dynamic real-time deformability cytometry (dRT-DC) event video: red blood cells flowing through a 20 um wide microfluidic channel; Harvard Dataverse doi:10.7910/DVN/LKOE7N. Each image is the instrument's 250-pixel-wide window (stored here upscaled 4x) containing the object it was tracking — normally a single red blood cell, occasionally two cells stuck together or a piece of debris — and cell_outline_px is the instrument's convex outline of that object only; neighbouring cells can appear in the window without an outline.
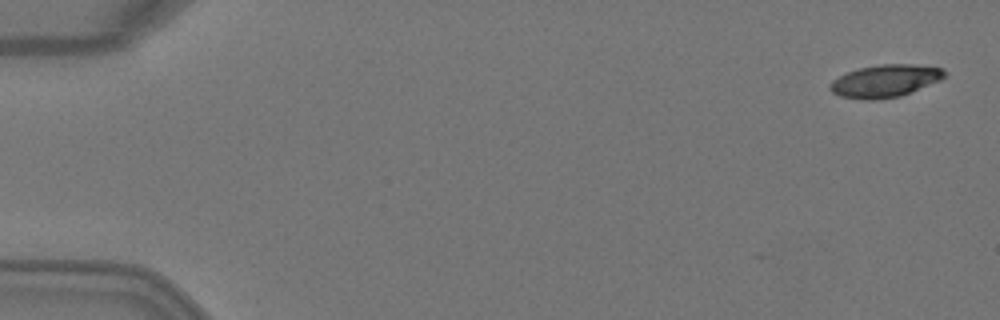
{"species": "Egyptian fruit bat (a non-hibernating species)", "species_latin": "Rousettus aegyptiacus", "temperature_condition": "warm", "stored_images_in_passage": 5, "camera_frame_rate_fps": 3000, "um_per_image_px": 0.085, "animal": {"sex": "female"}, "frame": {"image": 1, "passage_image": 1, "time_ms": 0.0, "image_size_px": [1000, 320], "cell_outline_px": [[944, 76], [940, 80], [900, 96], [876, 100], [864, 100], [840, 96], [832, 92], [828, 88], [828, 84], [832, 80], [848, 72], [860, 68], [880, 64], [912, 64], [940, 68], [944, 72]], "centroid_in_image_um": [75.17, 6.89], "position_along_channel_um": 9.8, "area_um2": 21.44}}
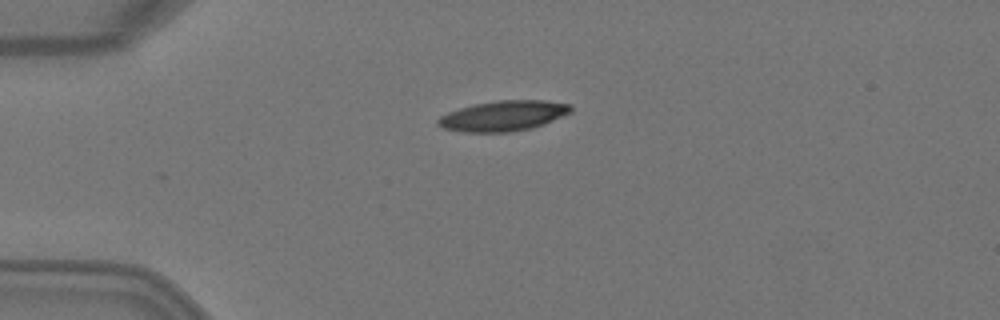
{"frame": {"image": 2, "passage_image": 4, "time_ms": 1.0, "image_size_px": [1000, 320], "cell_outline_px": [[572, 112], [544, 124], [532, 128], [508, 132], [464, 132], [444, 128], [436, 124], [436, 120], [440, 116], [448, 112], [460, 108], [476, 104], [496, 100], [544, 100], [568, 104], [572, 108]], "centroid_in_image_um": [42.77, 9.85], "position_along_channel_um": 42.2, "area_um2": 23.41}}